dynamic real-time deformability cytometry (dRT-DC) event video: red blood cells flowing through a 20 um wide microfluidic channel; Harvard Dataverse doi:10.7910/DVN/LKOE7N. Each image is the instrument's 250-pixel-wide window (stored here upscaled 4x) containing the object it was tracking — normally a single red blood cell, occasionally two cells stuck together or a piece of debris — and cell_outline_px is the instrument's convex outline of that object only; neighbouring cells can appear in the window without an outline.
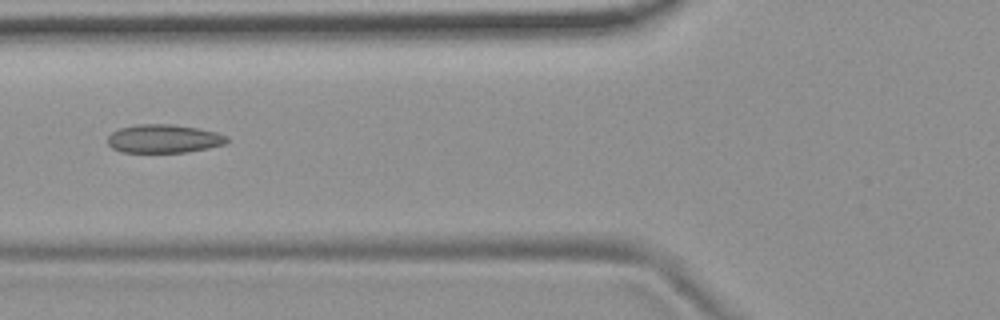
{"species": "common noctule bat (a hibernating species)", "species_latin": "Nyctalus noctula", "temperature_condition": "room temperature", "stored_images_in_passage": 7, "camera_frame_rate_fps": 3000, "um_per_image_px": 0.085, "animal": {"sex": "female", "body_mass_g": 19.9}, "frame": {"image": 1, "passage_image": 2, "time_ms": 0.333, "image_size_px": [1000, 320], "cell_outline_px": [[228, 144], [188, 152], [120, 152], [112, 148], [108, 144], [108, 136], [112, 132], [120, 128], [136, 124], [172, 124], [196, 128], [216, 132], [228, 136]], "centroid_in_image_um": [13.93, 11.79], "position_along_channel_um": 111.9, "area_um2": 19.88}}
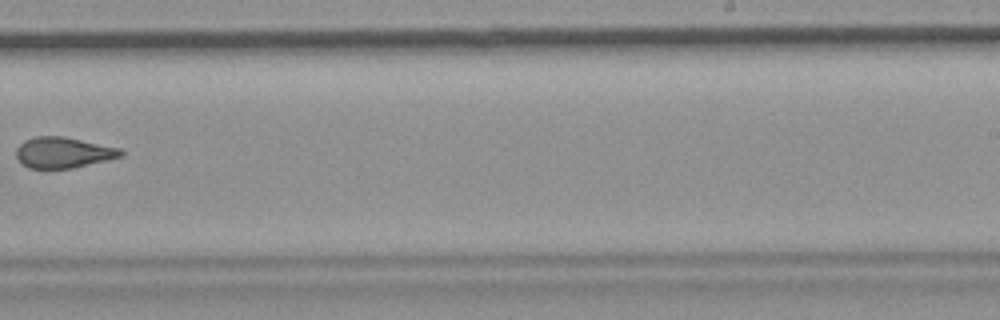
{"frame": {"image": 2, "passage_image": 6, "time_ms": 1.667, "image_size_px": [1000, 320], "cell_outline_px": [[124, 156], [72, 168], [28, 168], [16, 156], [16, 148], [24, 140], [36, 136], [64, 136], [120, 148], [124, 152]], "centroid_in_image_um": [5.39, 12.95], "position_along_channel_um": 283.6, "area_um2": 18.73}}
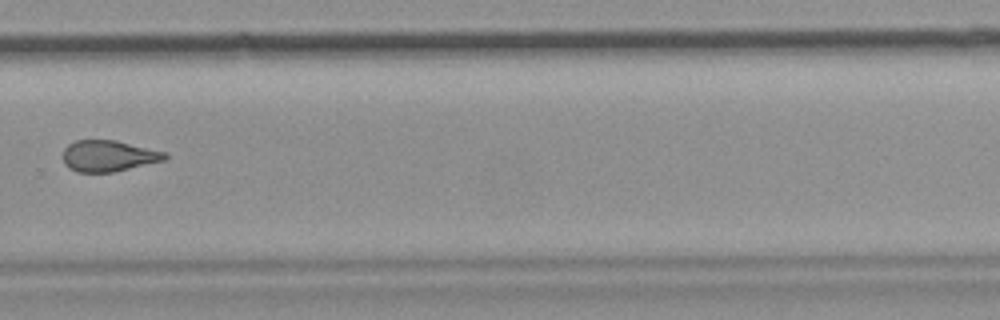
{"frame": {"image": 3, "passage_image": 7, "time_ms": 2.0, "image_size_px": [1000, 320], "cell_outline_px": [[168, 156], [164, 160], [112, 172], [76, 172], [68, 168], [64, 164], [64, 148], [68, 144], [76, 140], [116, 140], [168, 152]], "centroid_in_image_um": [9.22, 13.24], "position_along_channel_um": 320.6, "area_um2": 18.55}}